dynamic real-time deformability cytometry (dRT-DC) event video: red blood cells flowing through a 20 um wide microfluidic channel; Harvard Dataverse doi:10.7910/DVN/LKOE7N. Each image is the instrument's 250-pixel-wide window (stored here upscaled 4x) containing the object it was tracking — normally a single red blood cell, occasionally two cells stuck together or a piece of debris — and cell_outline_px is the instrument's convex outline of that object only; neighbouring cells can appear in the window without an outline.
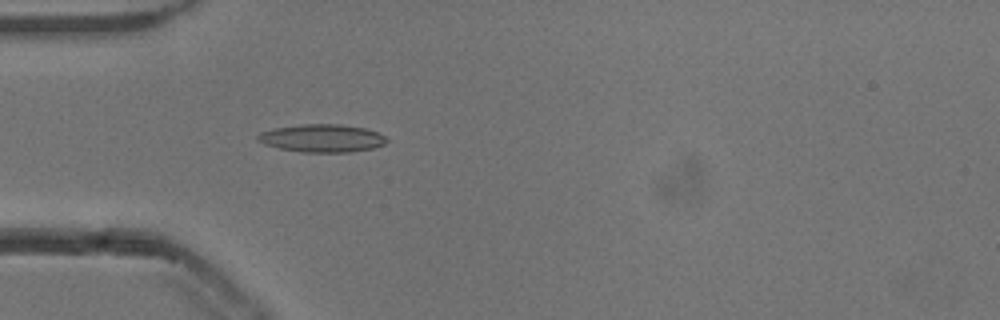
{"species": "common noctule bat (a hibernating species)", "species_latin": "Nyctalus noctula", "temperature_condition": "cold", "stored_images_in_passage": 38, "camera_frame_rate_fps": 3000, "um_per_image_px": 0.085, "animal": {"sex": "male", "body_mass_g": 13.3}, "frame": {"image": 1, "passage_image": 1, "time_ms": 0.0, "image_size_px": [1000, 320], "cell_outline_px": [[388, 140], [384, 144], [376, 148], [352, 152], [300, 152], [280, 148], [264, 144], [256, 140], [256, 136], [260, 132], [276, 128], [304, 124], [340, 124], [368, 128], [384, 136]], "centroid_in_image_um": [27.4, 11.75], "position_along_channel_um": 57.6, "area_um2": 21.04}}
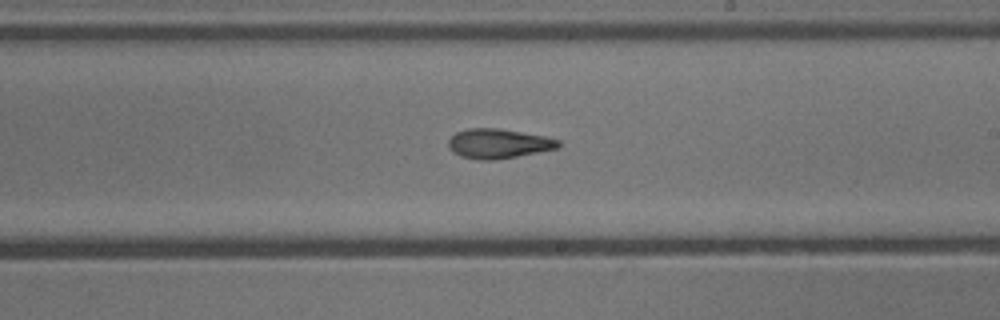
{"frame": {"image": 2, "passage_image": 16, "time_ms": 5.0, "image_size_px": [1000, 320], "cell_outline_px": [[560, 148], [496, 160], [480, 160], [460, 156], [448, 148], [448, 140], [456, 132], [468, 128], [496, 128], [544, 136], [560, 140]], "centroid_in_image_um": [42.36, 12.21], "position_along_channel_um": 246.6, "area_um2": 18.96}}
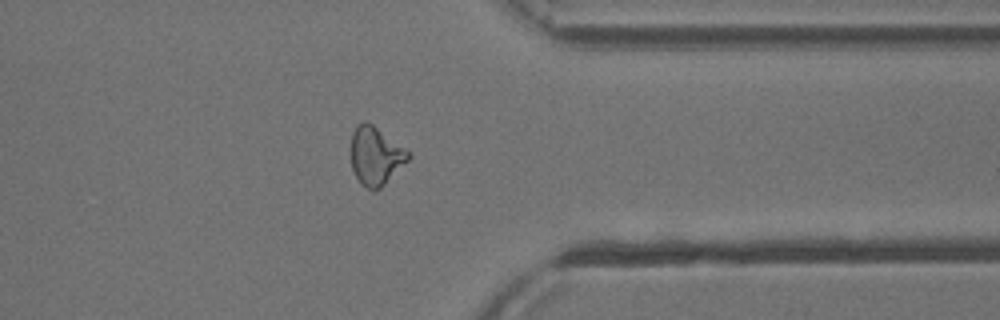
{"frame": {"image": 3, "passage_image": 27, "time_ms": 8.667, "image_size_px": [1000, 320], "cell_outline_px": [[412, 156], [380, 188], [372, 192], [356, 176], [352, 168], [352, 132], [364, 120], [372, 124], [408, 152]], "centroid_in_image_um": [31.92, 13.26], "position_along_channel_um": 379.5, "area_um2": 18.67}, "authors_computed_cell_mechanics": {"area_um2": 18.8717, "velocity_mm_per_s": 3.853, "shape_relaxation_time_tau1_ms": null, "shape_relaxation_time_tau2_ms": 4.849, "deformation_change_tau1": null, "deformation_change_tau2": 0.1441}}